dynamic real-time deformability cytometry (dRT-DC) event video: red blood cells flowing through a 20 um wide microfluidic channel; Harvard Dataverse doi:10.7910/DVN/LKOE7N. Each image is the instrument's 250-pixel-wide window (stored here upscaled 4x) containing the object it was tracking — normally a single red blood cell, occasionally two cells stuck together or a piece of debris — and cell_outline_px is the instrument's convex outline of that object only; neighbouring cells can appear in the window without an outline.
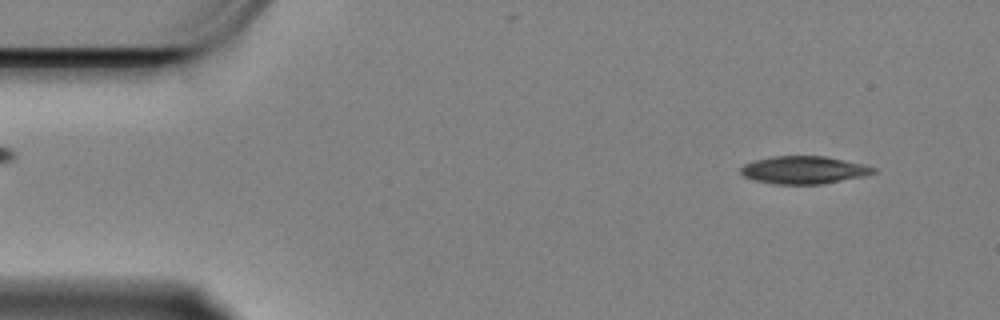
{"species": "Egyptian fruit bat (a non-hibernating species)", "species_latin": "Rousettus aegyptiacus", "temperature_condition": "cold", "stored_images_in_passage": 56, "camera_frame_rate_fps": 3000, "um_per_image_px": 0.085, "animal": {"sex": "female"}, "frame": {"image": 1, "passage_image": 2, "time_ms": 0.333, "image_size_px": [1000, 320], "cell_outline_px": [[880, 172], [868, 176], [824, 184], [772, 184], [752, 180], [744, 176], [740, 172], [740, 168], [744, 164], [756, 160], [772, 156], [824, 156], [864, 164], [880, 168]], "centroid_in_image_um": [68.42, 14.46], "position_along_channel_um": 16.6, "area_um2": 21.91}}
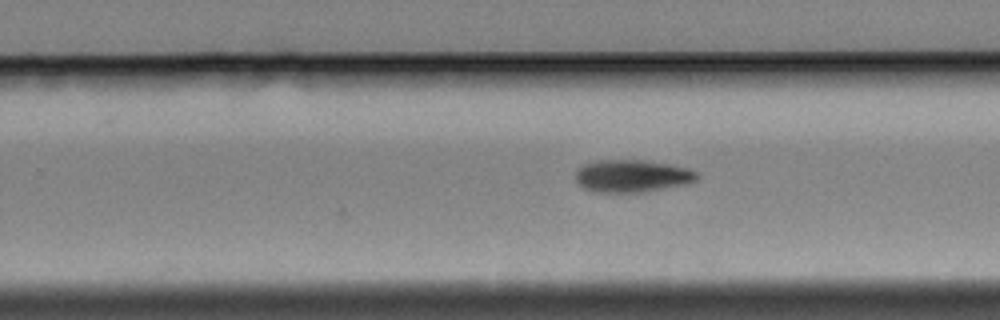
{"frame": {"image": 2, "passage_image": 33, "time_ms": 10.667, "image_size_px": [1000, 320], "cell_outline_px": [[700, 176], [696, 180], [688, 184], [644, 192], [596, 192], [584, 188], [576, 180], [576, 172], [584, 164], [596, 160], [640, 160], [672, 164], [688, 168], [696, 172]], "centroid_in_image_um": [53.77, 14.96], "position_along_channel_um": 276.0, "area_um2": 23.0}}
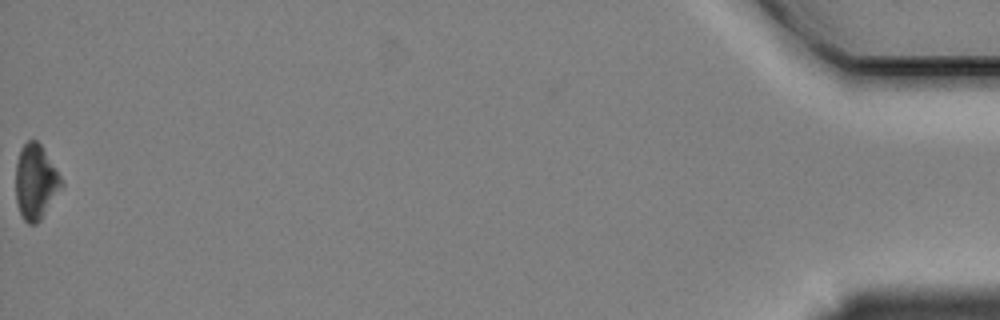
{"frame": {"image": 3, "passage_image": 56, "time_ms": 18.333, "image_size_px": [1000, 320], "cell_outline_px": [[64, 184], [40, 220], [36, 224], [28, 224], [24, 220], [20, 212], [16, 200], [16, 164], [20, 148], [28, 140], [36, 140], [40, 144], [60, 176]], "centroid_in_image_um": [3.01, 15.47], "position_along_channel_um": 432.2, "area_um2": 19.65}, "authors_computed_cell_mechanics": {"area_um2": 22.2241, "velocity_mm_per_s": 3.3458, "shape_relaxation_time_tau1_ms": 2.8064, "shape_relaxation_time_tau2_ms": null, "deformation_change_tau1": 0.0998, "deformation_change_tau2": null}}